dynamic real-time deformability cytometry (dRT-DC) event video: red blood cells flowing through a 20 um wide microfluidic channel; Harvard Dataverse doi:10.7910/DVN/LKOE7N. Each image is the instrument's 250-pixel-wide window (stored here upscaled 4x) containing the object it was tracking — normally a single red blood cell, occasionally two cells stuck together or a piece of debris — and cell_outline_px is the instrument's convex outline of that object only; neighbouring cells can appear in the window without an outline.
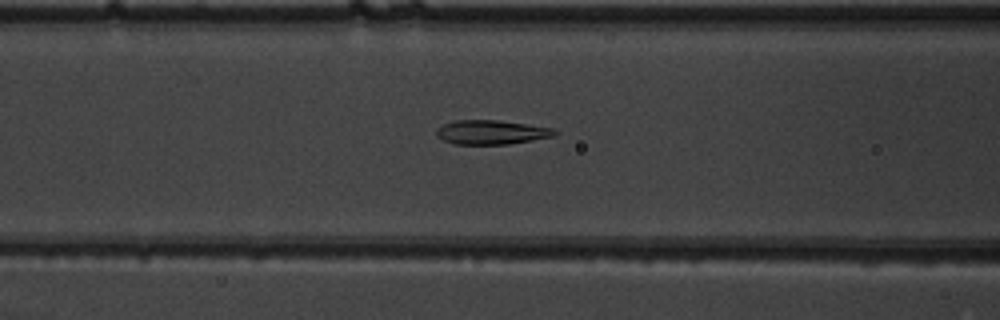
{"species": "common noctule bat (a hibernating species)", "species_latin": "Nyctalus noctula", "temperature_condition": "warm", "stored_images_in_passage": 9, "segment_of_instrument_passage": [2, 2], "camera_frame_rate_fps": 3000, "um_per_image_px": 0.085, "animal": {"sex": "male", "body_mass_g": 19.5, "forearm_length_mm": 54.6}, "frame": {"image": 1, "passage_image": 9, "time_ms": 2.667, "image_size_px": [1000, 320], "cell_outline_px": [[556, 132], [552, 136], [532, 140], [508, 144], [452, 144], [436, 136], [436, 128], [444, 124], [456, 120], [496, 120], [552, 128]], "centroid_in_image_um": [41.69, 11.24], "position_along_channel_um": 124.9, "area_um2": 16.42}}